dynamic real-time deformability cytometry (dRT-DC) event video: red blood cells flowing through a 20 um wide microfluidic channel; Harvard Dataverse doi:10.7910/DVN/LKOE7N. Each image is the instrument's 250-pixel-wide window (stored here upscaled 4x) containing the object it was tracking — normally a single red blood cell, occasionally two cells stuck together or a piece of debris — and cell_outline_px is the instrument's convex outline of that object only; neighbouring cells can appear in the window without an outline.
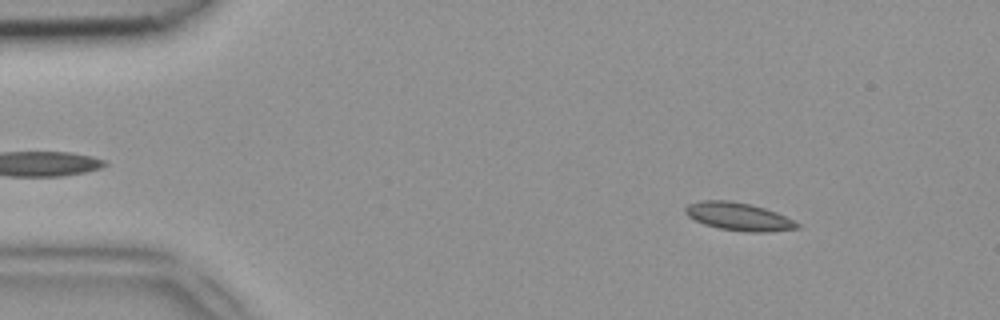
{"species": "common noctule bat (a hibernating species)", "species_latin": "Nyctalus noctula", "temperature_condition": "room temperature", "stored_images_in_passage": 48, "camera_frame_rate_fps": 3000, "um_per_image_px": 0.085, "animal": {"sex": "female", "body_mass_g": 18.4}, "frame": {"image": 1, "passage_image": 6, "time_ms": 1.667, "image_size_px": [1000, 320], "cell_outline_px": [[800, 228], [768, 232], [748, 232], [720, 228], [704, 224], [688, 216], [684, 212], [684, 208], [688, 204], [700, 200], [728, 200], [752, 204], [776, 212], [800, 224]], "centroid_in_image_um": [62.77, 18.4], "position_along_channel_um": 22.2, "area_um2": 18.15}}
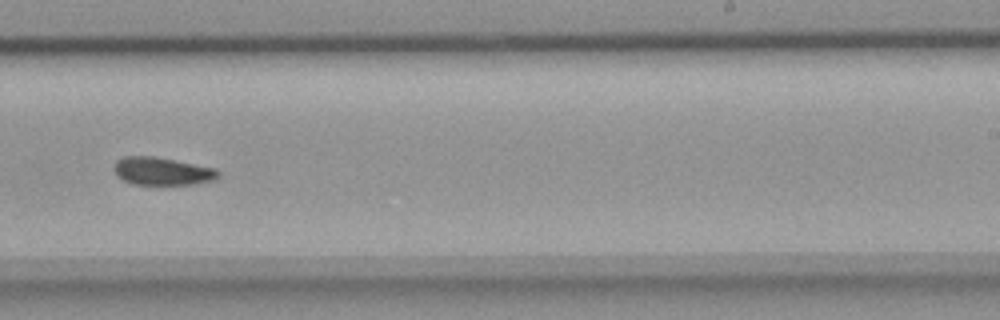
{"frame": {"image": 2, "passage_image": 30, "time_ms": 9.667, "image_size_px": [1000, 320], "cell_outline_px": [[220, 176], [212, 180], [192, 184], [132, 184], [116, 176], [112, 168], [116, 160], [124, 156], [156, 156], [216, 168], [220, 172]], "centroid_in_image_um": [13.75, 14.54], "position_along_channel_um": 275.2, "area_um2": 17.05}}
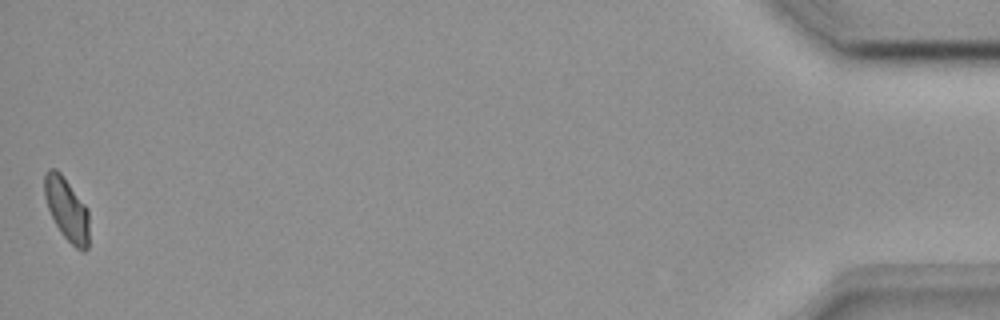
{"frame": {"image": 3, "passage_image": 48, "time_ms": 15.667, "image_size_px": [1000, 320], "cell_outline_px": [[88, 248], [84, 252], [80, 252], [60, 232], [48, 208], [44, 196], [44, 172], [48, 168], [56, 168], [60, 172], [88, 208]], "centroid_in_image_um": [5.67, 17.77], "position_along_channel_um": 429.5, "area_um2": 16.42}}